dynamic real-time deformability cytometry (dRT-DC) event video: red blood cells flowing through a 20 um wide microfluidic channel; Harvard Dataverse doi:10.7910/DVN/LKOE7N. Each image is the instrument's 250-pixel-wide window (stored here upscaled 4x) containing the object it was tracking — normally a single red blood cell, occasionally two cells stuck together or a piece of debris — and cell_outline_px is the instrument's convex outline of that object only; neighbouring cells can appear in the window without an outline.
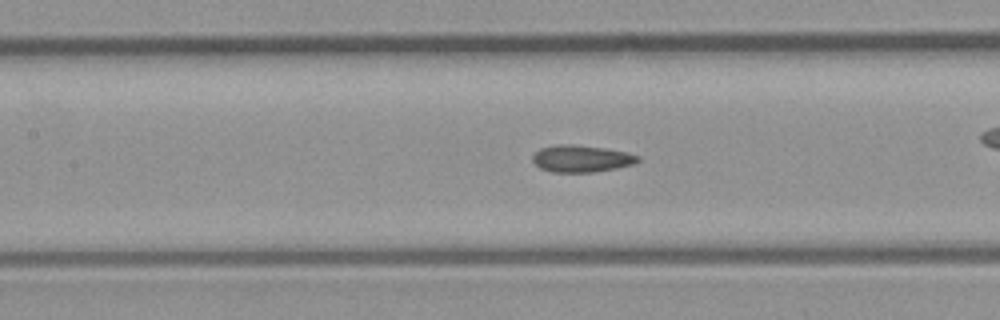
{"species": "common noctule bat (a hibernating species)", "species_latin": "Nyctalus noctula", "temperature_condition": "room temperature", "stored_images_in_passage": 32, "camera_frame_rate_fps": 3000, "um_per_image_px": 0.085, "animal": {"sex": "male", "body_mass_g": 23.1, "forearm_length_mm": 52.7}, "frame": {"image": 1, "passage_image": 5, "time_ms": 1.333, "image_size_px": [1000, 320], "cell_outline_px": [[640, 160], [636, 164], [616, 168], [592, 172], [552, 172], [540, 168], [532, 160], [532, 156], [540, 148], [556, 144], [572, 144], [604, 148], [628, 152], [640, 156]], "centroid_in_image_um": [49.44, 13.48], "position_along_channel_um": 158.0, "area_um2": 16.65}}
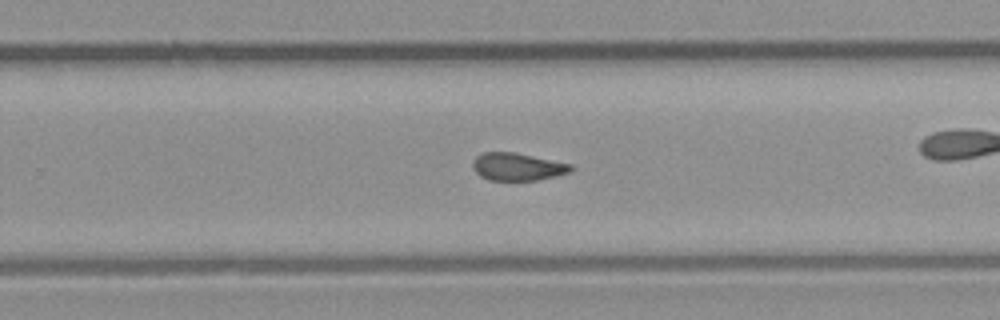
{"frame": {"image": 2, "passage_image": 14, "time_ms": 4.333, "image_size_px": [1000, 320], "cell_outline_px": [[572, 168], [568, 172], [556, 176], [536, 180], [488, 180], [480, 176], [472, 168], [472, 164], [476, 156], [484, 152], [516, 152], [572, 164]], "centroid_in_image_um": [43.96, 14.16], "position_along_channel_um": 285.8, "area_um2": 15.78}, "authors_computed_cell_mechanics": {"area_um2": 16.2129, "velocity_mm_per_s": 4.2717, "shape_relaxation_time_tau1_ms": 8.8494, "shape_relaxation_time_tau2_ms": 1.3087, "deformation_change_tau1": 0.1827, "deformation_change_tau2": 0.0487}}